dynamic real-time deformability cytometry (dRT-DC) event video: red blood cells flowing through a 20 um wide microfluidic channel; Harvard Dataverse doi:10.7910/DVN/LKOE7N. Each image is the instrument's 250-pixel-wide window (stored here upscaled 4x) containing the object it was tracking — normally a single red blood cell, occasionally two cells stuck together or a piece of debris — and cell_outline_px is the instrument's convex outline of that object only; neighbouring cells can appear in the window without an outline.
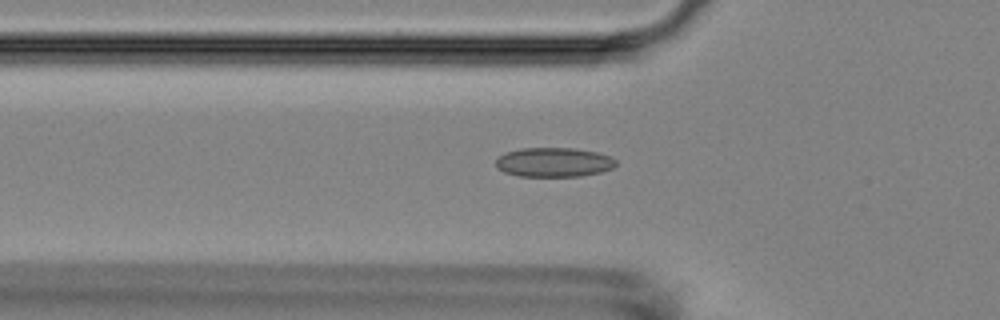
{"species": "Egyptian fruit bat (a non-hibernating species)", "species_latin": "Rousettus aegyptiacus", "temperature_condition": "room temperature", "stored_images_in_passage": 37, "camera_frame_rate_fps": 3000, "um_per_image_px": 0.085, "animal": {"sex": "female"}, "frame": {"image": 1, "passage_image": 6, "time_ms": 1.667, "image_size_px": [1000, 320], "cell_outline_px": [[616, 164], [612, 168], [600, 172], [580, 176], [520, 176], [504, 172], [496, 168], [496, 160], [504, 152], [520, 148], [572, 148], [596, 152], [612, 156], [616, 160]], "centroid_in_image_um": [47.06, 13.78], "position_along_channel_um": 78.7, "area_um2": 20.58}}
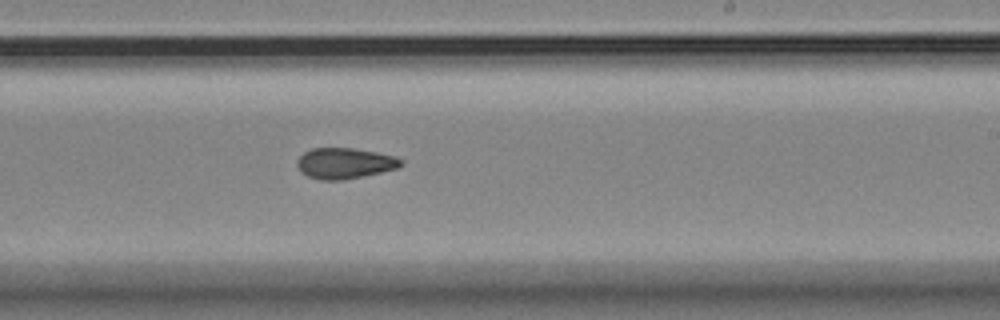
{"frame": {"image": 2, "passage_image": 21, "time_ms": 6.667, "image_size_px": [1000, 320], "cell_outline_px": [[404, 164], [396, 168], [380, 172], [344, 180], [320, 180], [308, 176], [300, 172], [296, 164], [296, 160], [304, 152], [312, 148], [352, 148], [376, 152], [396, 156], [404, 160]], "centroid_in_image_um": [29.29, 13.87], "position_along_channel_um": 259.7, "area_um2": 18.73}}
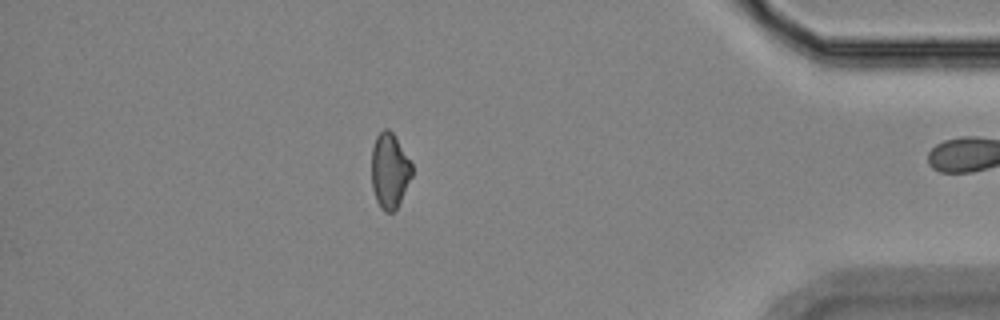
{"frame": {"image": 3, "passage_image": 36, "time_ms": 11.667, "image_size_px": [1000, 320], "cell_outline_px": [[412, 176], [396, 208], [392, 212], [384, 212], [380, 208], [376, 200], [372, 188], [372, 148], [376, 136], [384, 128], [388, 128], [392, 132], [412, 164]], "centroid_in_image_um": [33.1, 14.51], "position_along_channel_um": 402.1, "area_um2": 17.51}}